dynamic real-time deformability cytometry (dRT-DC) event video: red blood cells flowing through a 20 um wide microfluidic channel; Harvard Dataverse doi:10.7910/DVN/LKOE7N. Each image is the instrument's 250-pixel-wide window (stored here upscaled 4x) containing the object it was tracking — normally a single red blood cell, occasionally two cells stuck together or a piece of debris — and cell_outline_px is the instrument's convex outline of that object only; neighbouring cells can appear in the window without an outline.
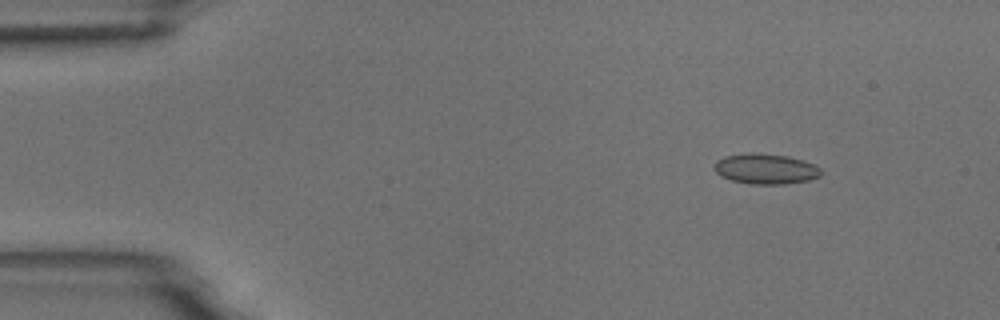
{"species": "common noctule bat (a hibernating species)", "species_latin": "Nyctalus noctula", "temperature_condition": "room temperature", "stored_images_in_passage": 7, "camera_frame_rate_fps": 3000, "um_per_image_px": 0.085, "animal": {"sex": "male", "body_mass_g": 18.8}, "frame": {"image": 1, "passage_image": 1, "time_ms": 0.0, "image_size_px": [1000, 320], "cell_outline_px": [[820, 176], [808, 180], [784, 184], [748, 184], [732, 180], [720, 176], [712, 168], [716, 160], [724, 156], [756, 152], [788, 156], [804, 160], [820, 168]], "centroid_in_image_um": [65.03, 14.35], "position_along_channel_um": 20.0, "area_um2": 18.96}}
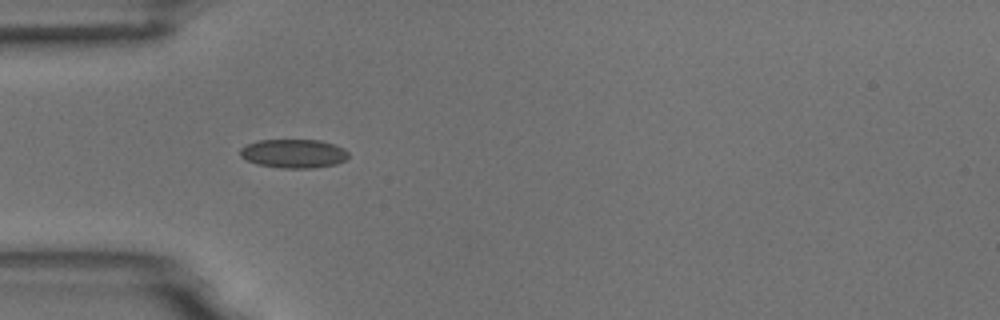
{"frame": {"image": 2, "passage_image": 4, "time_ms": 1.0, "image_size_px": [1000, 320], "cell_outline_px": [[348, 156], [344, 160], [336, 164], [312, 168], [280, 168], [256, 164], [240, 156], [240, 148], [248, 144], [260, 140], [320, 140], [344, 148], [348, 152]], "centroid_in_image_um": [24.95, 13.05], "position_along_channel_um": 60.0, "area_um2": 18.09}}